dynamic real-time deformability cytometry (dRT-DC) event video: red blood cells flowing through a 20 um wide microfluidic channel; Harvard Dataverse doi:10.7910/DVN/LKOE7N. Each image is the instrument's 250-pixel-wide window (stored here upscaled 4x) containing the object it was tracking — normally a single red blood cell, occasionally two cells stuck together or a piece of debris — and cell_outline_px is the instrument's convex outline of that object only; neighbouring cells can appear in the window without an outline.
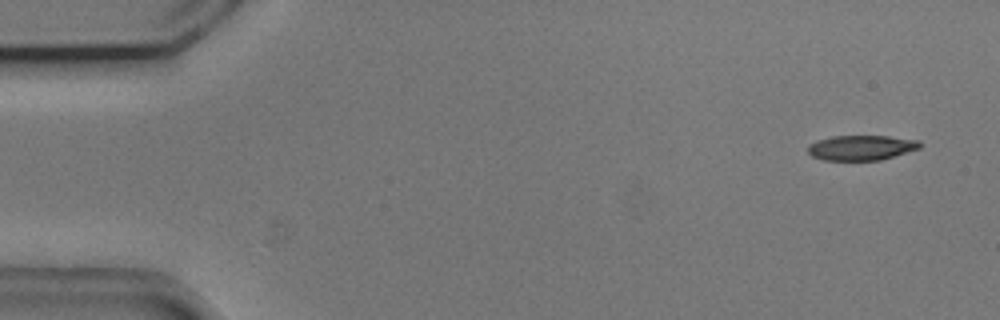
{"species": "common noctule bat (a hibernating species)", "species_latin": "Nyctalus noctula", "temperature_condition": "cold", "stored_images_in_passage": 52, "camera_frame_rate_fps": 3000, "um_per_image_px": 0.085, "animal": {"sex": "male", "body_mass_g": 20.5, "forearm_length_mm": 52.5}, "frame": {"image": 1, "passage_image": 1, "time_ms": 0.0, "image_size_px": [1000, 320], "cell_outline_px": [[920, 148], [880, 160], [824, 160], [812, 156], [808, 152], [808, 144], [816, 140], [832, 136], [888, 136], [920, 140]], "centroid_in_image_um": [73.18, 12.54], "position_along_channel_um": 11.8, "area_um2": 16.3}}
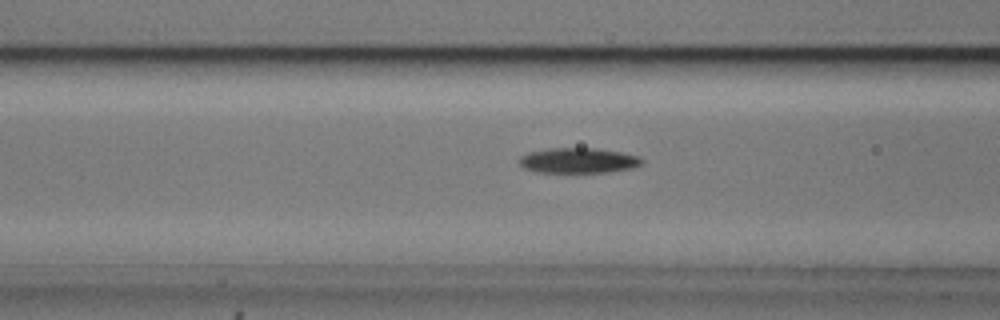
{"frame": {"image": 2, "passage_image": 19, "time_ms": 6.0, "image_size_px": [1000, 320], "cell_outline_px": [[644, 160], [640, 164], [632, 168], [608, 172], [536, 172], [524, 168], [520, 164], [520, 156], [528, 152], [548, 148], [596, 148], [620, 152], [640, 156]], "centroid_in_image_um": [49.15, 13.63], "position_along_channel_um": 117.4, "area_um2": 18.03}}
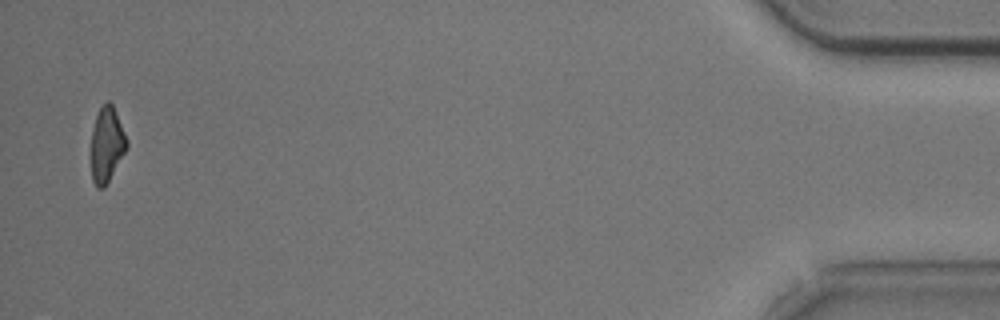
{"frame": {"image": 3, "passage_image": 51, "time_ms": 16.667, "image_size_px": [1000, 320], "cell_outline_px": [[128, 148], [104, 188], [96, 188], [92, 180], [92, 128], [96, 116], [100, 108], [108, 100], [112, 104], [128, 140]], "centroid_in_image_um": [9.09, 12.31], "position_along_channel_um": 426.1, "area_um2": 15.49}, "authors_computed_cell_mechanics": {"area_um2": 17.6579, "velocity_mm_per_s": 3.7225, "shape_relaxation_time_tau1_ms": 5.4599, "shape_relaxation_time_tau2_ms": 6.5979, "deformation_change_tau1": 0.1791, "deformation_change_tau2": 0.1421}}